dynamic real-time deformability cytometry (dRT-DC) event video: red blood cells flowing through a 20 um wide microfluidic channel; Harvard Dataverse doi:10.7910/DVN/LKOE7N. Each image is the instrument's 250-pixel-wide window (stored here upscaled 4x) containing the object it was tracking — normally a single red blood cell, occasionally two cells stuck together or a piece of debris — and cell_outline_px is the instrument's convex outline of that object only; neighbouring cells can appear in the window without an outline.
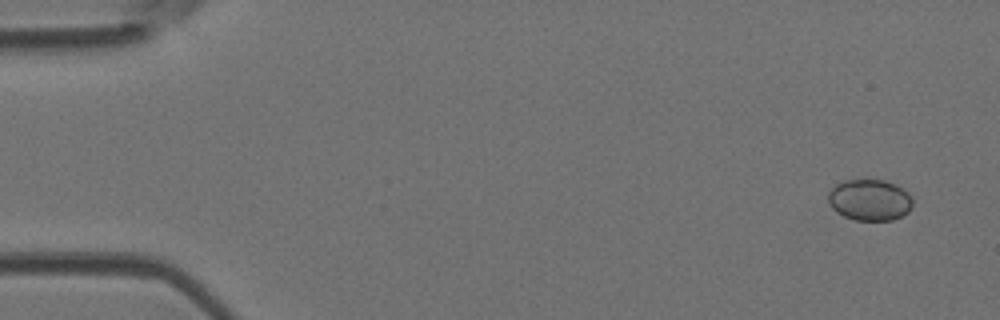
{"species": "Egyptian fruit bat (a non-hibernating species)", "species_latin": "Rousettus aegyptiacus", "temperature_condition": "room temperature", "stored_images_in_passage": 4, "camera_frame_rate_fps": 3000, "um_per_image_px": 0.085, "animal": {"sex": "female"}, "frame": {"image": 1, "passage_image": 1, "time_ms": 0.0, "image_size_px": [1000, 320], "cell_outline_px": [[912, 208], [908, 212], [892, 220], [856, 220], [844, 216], [836, 212], [832, 208], [828, 200], [828, 192], [836, 184], [844, 180], [884, 180], [896, 184], [908, 192], [912, 200]], "centroid_in_image_um": [73.92, 16.99], "position_along_channel_um": 11.1, "area_um2": 20.35}}